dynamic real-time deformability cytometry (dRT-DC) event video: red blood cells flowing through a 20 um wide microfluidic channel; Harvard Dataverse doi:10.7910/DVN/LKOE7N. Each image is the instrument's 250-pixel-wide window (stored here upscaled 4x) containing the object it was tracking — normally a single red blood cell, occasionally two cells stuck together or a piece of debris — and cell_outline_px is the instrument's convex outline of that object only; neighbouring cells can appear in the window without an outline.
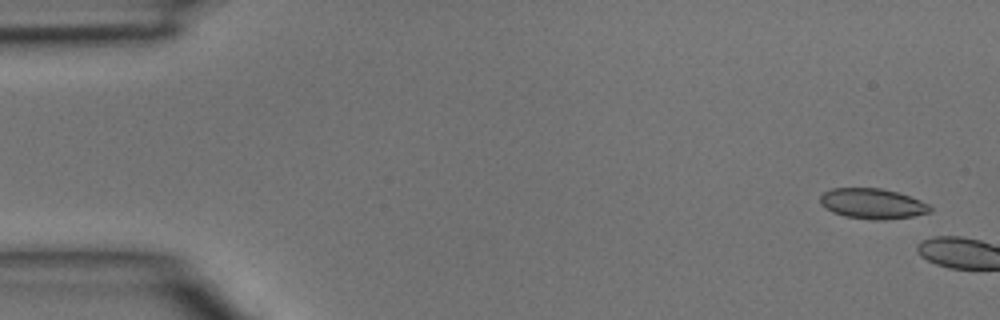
{"species": "common noctule bat (a hibernating species)", "species_latin": "Nyctalus noctula", "temperature_condition": "room temperature", "stored_images_in_passage": 2, "camera_frame_rate_fps": 3000, "um_per_image_px": 0.085, "animal": {"sex": "male", "body_mass_g": 15.6}, "frame": {"image": 1, "passage_image": 1, "time_ms": 0.0, "image_size_px": [1000, 320], "cell_outline_px": [[932, 212], [912, 216], [884, 220], [872, 220], [844, 216], [832, 212], [820, 204], [820, 196], [824, 192], [832, 188], [880, 188], [896, 192], [920, 200], [928, 204], [932, 208]], "centroid_in_image_um": [74.14, 17.32], "position_along_channel_um": 10.9, "area_um2": 19.42}}